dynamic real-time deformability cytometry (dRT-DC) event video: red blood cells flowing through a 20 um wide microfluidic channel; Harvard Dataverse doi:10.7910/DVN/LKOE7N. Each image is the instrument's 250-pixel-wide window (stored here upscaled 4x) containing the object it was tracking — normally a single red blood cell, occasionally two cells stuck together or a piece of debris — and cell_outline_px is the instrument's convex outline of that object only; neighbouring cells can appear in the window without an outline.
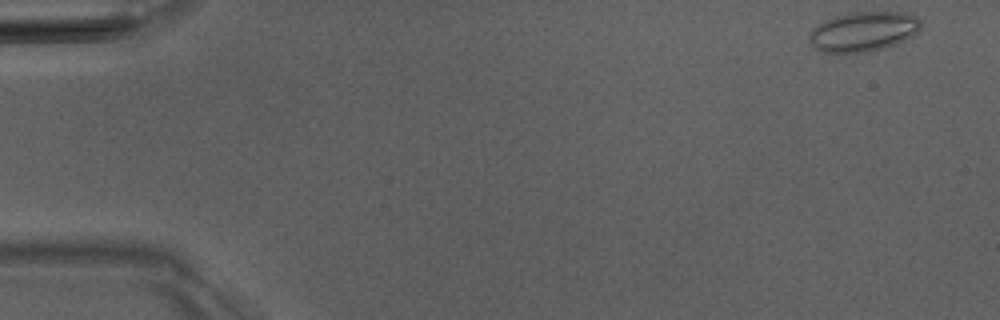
{"species": "Egyptian fruit bat (a non-hibernating species)", "species_latin": "Rousettus aegyptiacus", "temperature_condition": "room temperature", "stored_images_in_passage": 5, "camera_frame_rate_fps": 3000, "um_per_image_px": 0.085, "animal": {"sex": "male"}, "frame": {"image": 1, "passage_image": 1, "time_ms": 0.0, "image_size_px": [1000, 320], "cell_outline_px": [[920, 28], [912, 36], [904, 40], [884, 48], [868, 52], [824, 52], [816, 48], [812, 44], [808, 36], [812, 28], [824, 20], [848, 12], [904, 12], [916, 16], [920, 20]], "centroid_in_image_um": [73.38, 2.67], "position_along_channel_um": 11.6, "area_um2": 25.72}}